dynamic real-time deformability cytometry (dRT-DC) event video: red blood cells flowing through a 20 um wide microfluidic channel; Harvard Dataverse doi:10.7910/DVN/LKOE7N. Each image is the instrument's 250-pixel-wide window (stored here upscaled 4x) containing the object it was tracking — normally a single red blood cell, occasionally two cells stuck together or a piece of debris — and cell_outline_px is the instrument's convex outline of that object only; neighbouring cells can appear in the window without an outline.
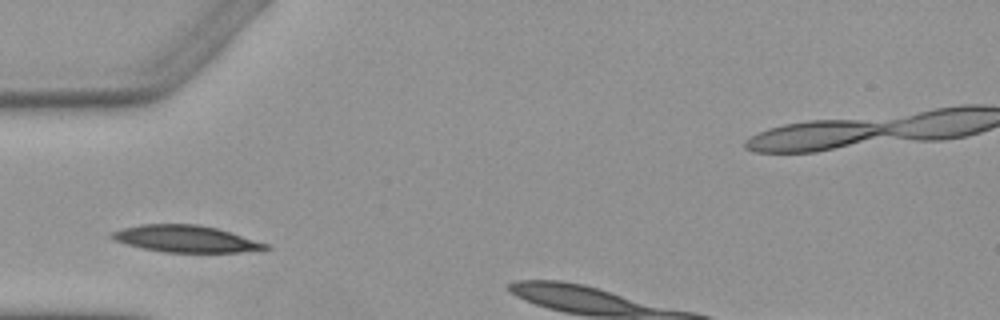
{"species": "Egyptian fruit bat (a non-hibernating species)", "species_latin": "Rousettus aegyptiacus", "temperature_condition": "warm", "stored_images_in_passage": 2, "camera_frame_rate_fps": 3000, "um_per_image_px": 0.085, "animal": {"sex": "female"}, "frame": {"image": 1, "passage_image": 1, "time_ms": 0.0, "image_size_px": [1000, 320], "cell_outline_px": [[272, 248], [240, 252], [164, 252], [140, 248], [112, 240], [108, 236], [112, 232], [124, 228], [140, 224], [196, 224], [216, 228], [268, 244]], "centroid_in_image_um": [15.72, 20.3], "position_along_channel_um": 69.3, "area_um2": 23.87}}